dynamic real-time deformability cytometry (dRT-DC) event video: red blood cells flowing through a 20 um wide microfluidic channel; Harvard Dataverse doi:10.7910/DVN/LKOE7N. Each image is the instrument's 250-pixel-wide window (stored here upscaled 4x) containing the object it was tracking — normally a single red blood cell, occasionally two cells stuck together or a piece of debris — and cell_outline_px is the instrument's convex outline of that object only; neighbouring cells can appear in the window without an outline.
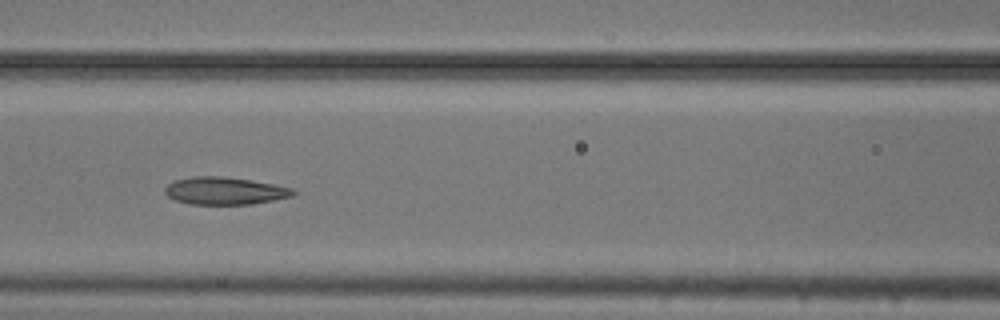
{"species": "common noctule bat (a hibernating species)", "species_latin": "Nyctalus noctula", "temperature_condition": "cold", "stored_images_in_passage": 8, "camera_frame_rate_fps": 3000, "um_per_image_px": 0.085, "animal": {"sex": "male", "body_mass_g": 20.5, "forearm_length_mm": 52.5}, "frame": {"image": 1, "passage_image": 7, "time_ms": 2.0, "image_size_px": [1000, 320], "cell_outline_px": [[296, 192], [292, 196], [252, 204], [188, 204], [176, 200], [168, 196], [164, 192], [164, 188], [172, 180], [192, 176], [224, 176], [272, 184], [292, 188]], "centroid_in_image_um": [19.04, 16.21], "position_along_channel_um": 147.6, "area_um2": 20.46}}
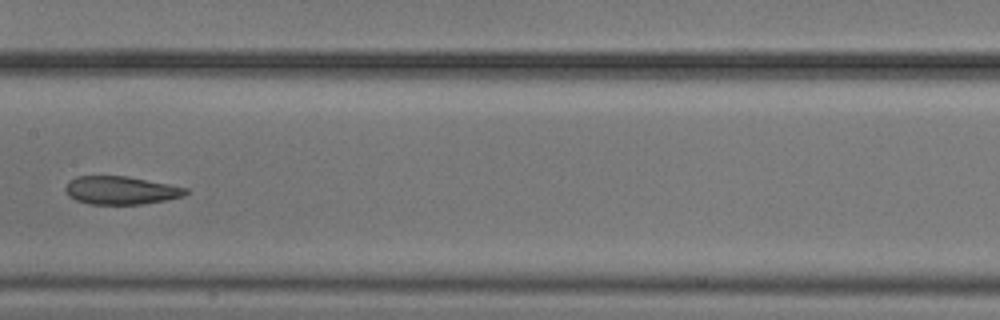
{"frame": {"image": 2, "passage_image": 8, "time_ms": 2.333, "image_size_px": [1000, 320], "cell_outline_px": [[188, 192], [184, 196], [164, 200], [140, 204], [88, 204], [76, 200], [68, 196], [64, 188], [76, 176], [124, 176], [168, 184], [188, 188]], "centroid_in_image_um": [10.26, 16.18], "position_along_channel_um": 197.1, "area_um2": 19.48}}